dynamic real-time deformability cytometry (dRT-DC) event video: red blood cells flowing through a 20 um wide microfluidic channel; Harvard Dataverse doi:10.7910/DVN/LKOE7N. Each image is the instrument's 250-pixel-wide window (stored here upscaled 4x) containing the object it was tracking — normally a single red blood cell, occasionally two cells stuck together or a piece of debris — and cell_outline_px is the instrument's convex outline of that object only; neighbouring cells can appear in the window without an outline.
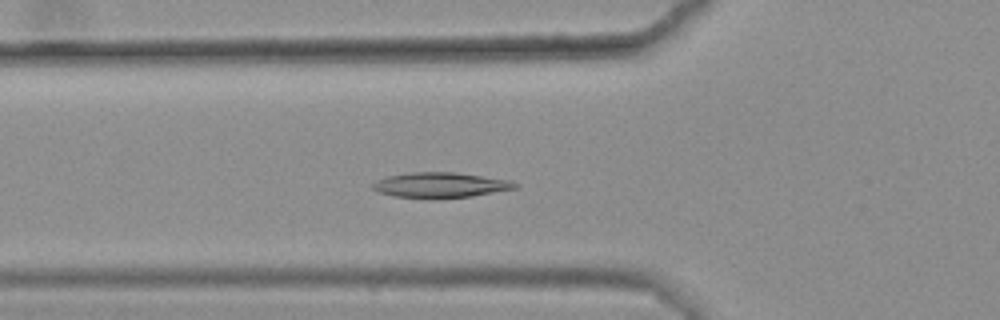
{"species": "common noctule bat (a hibernating species)", "species_latin": "Nyctalus noctula", "temperature_condition": "warm", "stored_images_in_passage": 30, "camera_frame_rate_fps": 3000, "um_per_image_px": 0.085, "animal": {"sex": "female", "body_mass_g": 25.1}, "frame": {"image": 1, "passage_image": 3, "time_ms": 0.667, "image_size_px": [1000, 320], "cell_outline_px": [[520, 188], [472, 196], [432, 200], [428, 200], [396, 196], [380, 192], [372, 188], [372, 184], [376, 180], [388, 176], [412, 172], [456, 172], [512, 180], [520, 184]], "centroid_in_image_um": [37.5, 15.74], "position_along_channel_um": 88.3, "area_um2": 21.5}}
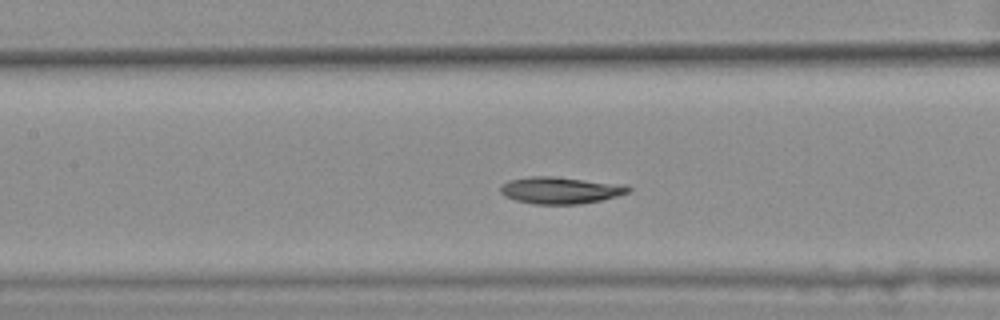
{"frame": {"image": 2, "passage_image": 9, "time_ms": 2.667, "image_size_px": [1000, 320], "cell_outline_px": [[632, 192], [600, 200], [580, 204], [532, 204], [516, 200], [504, 196], [500, 192], [500, 188], [508, 180], [528, 176], [552, 176], [628, 184], [632, 188]], "centroid_in_image_um": [47.68, 16.16], "position_along_channel_um": 159.7, "area_um2": 20.29}}
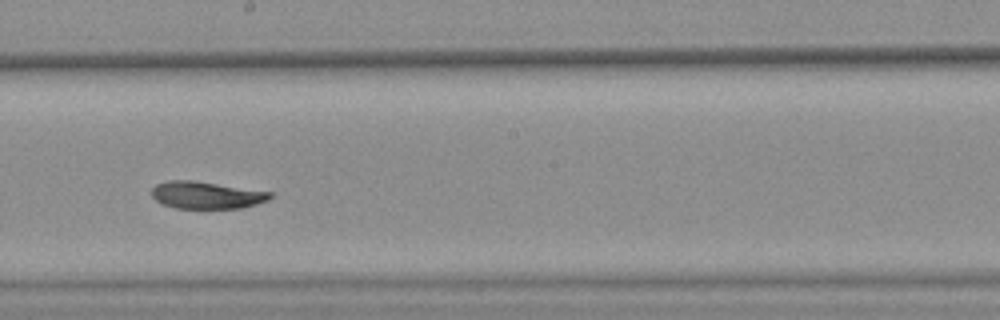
{"frame": {"image": 3, "passage_image": 15, "time_ms": 4.667, "image_size_px": [1000, 320], "cell_outline_px": [[272, 196], [268, 200], [256, 204], [240, 208], [176, 208], [164, 204], [156, 200], [152, 196], [152, 188], [156, 184], [168, 180], [192, 180], [272, 192]], "centroid_in_image_um": [17.54, 16.58], "position_along_channel_um": 230.7, "area_um2": 18.61}, "authors_computed_cell_mechanics": {"area_um2": 19.7098, "velocity_mm_per_s": 3.5526, "shape_relaxation_time_tau1_ms": null, "shape_relaxation_time_tau2_ms": 10.6482, "deformation_change_tau1": null, "deformation_change_tau2": 0.1061}}